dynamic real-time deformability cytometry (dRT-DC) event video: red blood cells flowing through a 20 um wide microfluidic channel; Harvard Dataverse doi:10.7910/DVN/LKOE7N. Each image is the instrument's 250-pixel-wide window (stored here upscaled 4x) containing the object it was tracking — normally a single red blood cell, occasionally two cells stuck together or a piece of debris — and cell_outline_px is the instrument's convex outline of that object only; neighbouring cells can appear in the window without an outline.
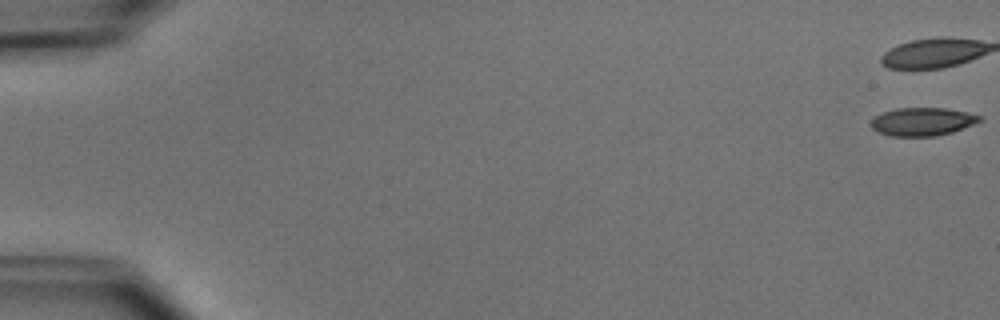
{"species": "common noctule bat (a hibernating species)", "species_latin": "Nyctalus noctula", "temperature_condition": "cold", "stored_images_in_passage": 6, "camera_frame_rate_fps": 3000, "um_per_image_px": 0.085, "animal": {"sex": "male", "body_mass_g": 15.6}, "frame": {"image": 1, "passage_image": 1, "time_ms": 0.0, "image_size_px": [1000, 320], "cell_outline_px": [[984, 120], [952, 132], [936, 136], [892, 136], [880, 132], [872, 128], [872, 120], [876, 116], [884, 112], [896, 108], [944, 108], [964, 112], [980, 116]], "centroid_in_image_um": [78.42, 10.34], "position_along_channel_um": 6.6, "area_um2": 17.51}}